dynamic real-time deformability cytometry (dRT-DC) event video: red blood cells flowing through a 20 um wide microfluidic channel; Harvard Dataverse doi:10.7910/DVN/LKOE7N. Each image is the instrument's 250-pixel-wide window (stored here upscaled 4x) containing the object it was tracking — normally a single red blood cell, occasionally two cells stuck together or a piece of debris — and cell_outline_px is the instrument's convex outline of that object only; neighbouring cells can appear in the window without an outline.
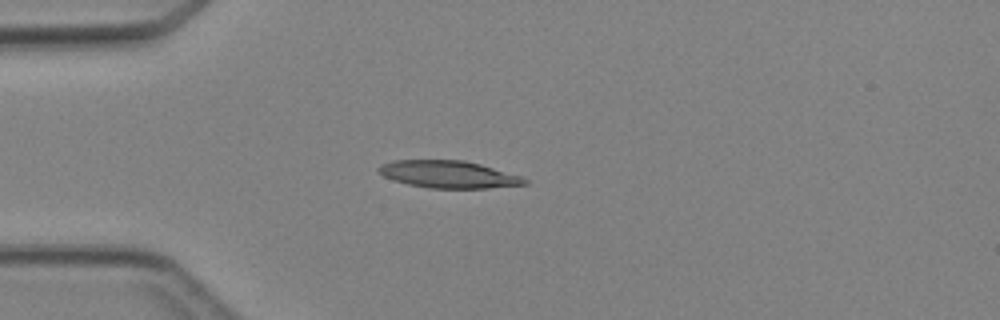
{"species": "Egyptian fruit bat (a non-hibernating species)", "species_latin": "Rousettus aegyptiacus", "temperature_condition": "cold", "stored_images_in_passage": 3, "camera_frame_rate_fps": 3000, "um_per_image_px": 0.085, "animal": {"sex": "female"}, "frame": {"image": 1, "passage_image": 3, "time_ms": 2.333, "image_size_px": [1000, 320], "cell_outline_px": [[528, 184], [488, 188], [428, 188], [408, 184], [392, 180], [384, 176], [376, 168], [380, 164], [392, 160], [464, 160], [480, 164], [520, 176], [528, 180]], "centroid_in_image_um": [38.09, 14.82], "position_along_channel_um": 46.9, "area_um2": 23.18}}